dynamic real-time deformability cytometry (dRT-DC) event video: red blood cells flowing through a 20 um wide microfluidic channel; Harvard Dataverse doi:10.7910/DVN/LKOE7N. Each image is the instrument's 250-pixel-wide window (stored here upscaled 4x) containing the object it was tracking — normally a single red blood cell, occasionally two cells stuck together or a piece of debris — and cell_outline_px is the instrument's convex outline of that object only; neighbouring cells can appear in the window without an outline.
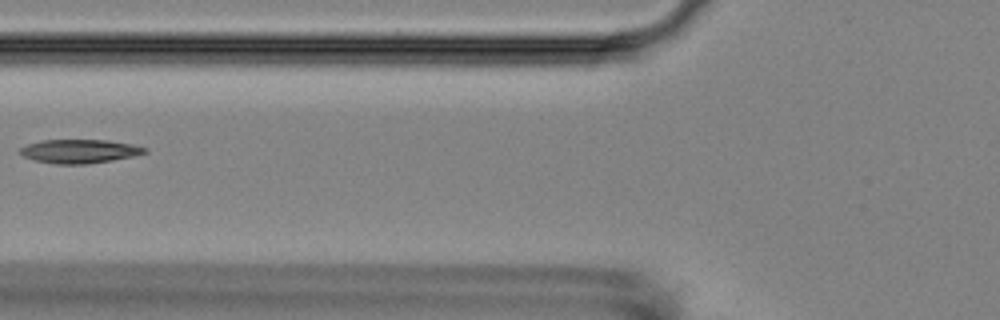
{"species": "Egyptian fruit bat (a non-hibernating species)", "species_latin": "Rousettus aegyptiacus", "temperature_condition": "room temperature", "stored_images_in_passage": 7, "camera_frame_rate_fps": 3000, "um_per_image_px": 0.085, "animal": {"sex": "female"}, "frame": {"image": 1, "passage_image": 6, "time_ms": 6.333, "image_size_px": [1000, 320], "cell_outline_px": [[148, 152], [132, 156], [112, 160], [84, 164], [56, 164], [36, 160], [24, 156], [20, 152], [20, 148], [28, 144], [40, 140], [108, 140], [132, 144], [148, 148]], "centroid_in_image_um": [6.78, 12.85], "position_along_channel_um": 119.0, "area_um2": 17.11}}